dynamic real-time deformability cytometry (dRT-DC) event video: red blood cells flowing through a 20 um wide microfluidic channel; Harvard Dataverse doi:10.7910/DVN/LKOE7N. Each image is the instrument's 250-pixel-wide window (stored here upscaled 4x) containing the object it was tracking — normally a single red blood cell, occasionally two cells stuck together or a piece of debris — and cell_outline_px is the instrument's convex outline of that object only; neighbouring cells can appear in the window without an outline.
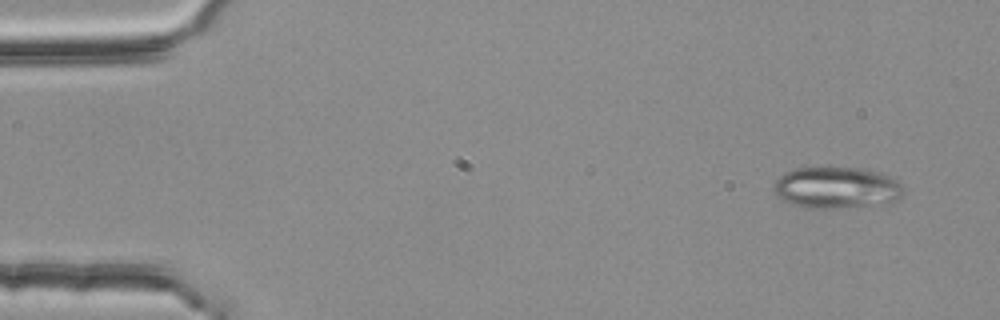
{"species": "common noctule bat (a hibernating species)", "species_latin": "Nyctalus noctula", "temperature_condition": "room temperature", "stored_images_in_passage": 51, "camera_frame_rate_fps": 3000, "um_per_image_px": 0.085, "animal": {"sex": "female", "body_mass_g": 25.1}, "frame": {"image": 1, "passage_image": 1, "time_ms": 0.0, "image_size_px": [1000, 320], "cell_outline_px": [[904, 192], [896, 200], [884, 204], [832, 208], [808, 208], [792, 204], [776, 196], [776, 180], [784, 172], [792, 168], [864, 168], [880, 172], [896, 180], [904, 188]], "centroid_in_image_um": [71.13, 15.95], "position_along_channel_um": 13.9, "area_um2": 31.21}}
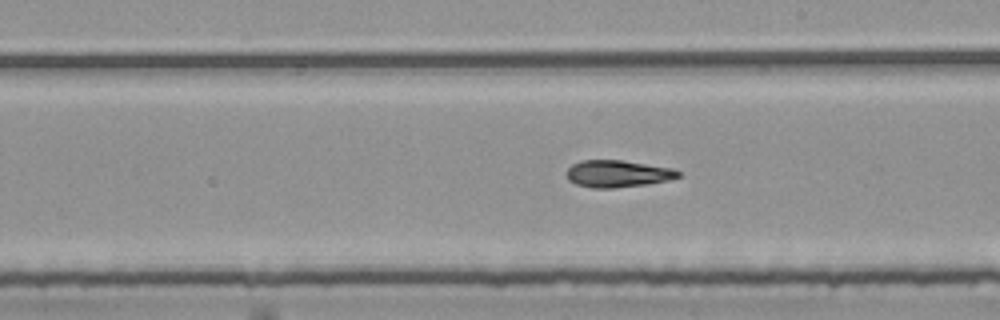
{"frame": {"image": 2, "passage_image": 28, "time_ms": 9.0, "image_size_px": [1000, 320], "cell_outline_px": [[680, 176], [668, 180], [644, 184], [612, 188], [592, 188], [576, 184], [568, 180], [564, 176], [568, 168], [572, 164], [580, 160], [620, 160], [672, 168], [680, 172]], "centroid_in_image_um": [52.43, 14.76], "position_along_channel_um": 236.6, "area_um2": 17.51}}
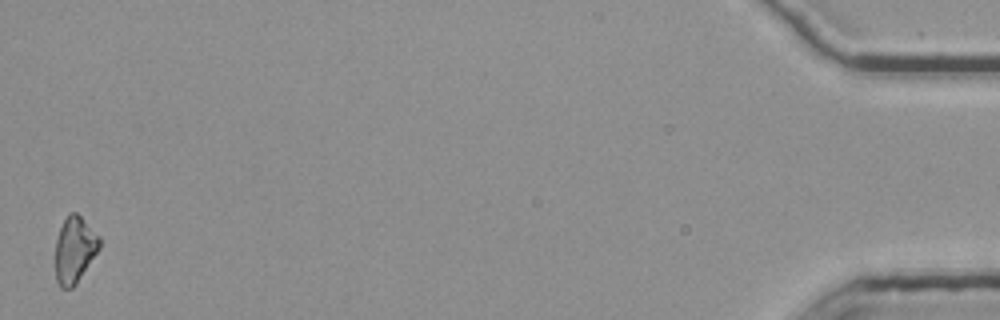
{"frame": {"image": 3, "passage_image": 51, "time_ms": 16.667, "image_size_px": [1000, 320], "cell_outline_px": [[100, 248], [76, 284], [72, 288], [60, 288], [56, 280], [56, 240], [60, 228], [68, 212], [76, 212], [100, 236]], "centroid_in_image_um": [6.34, 21.22], "position_along_channel_um": 428.9, "area_um2": 16.99}, "authors_computed_cell_mechanics": {"area_um2": 17.629, "velocity_mm_per_s": 3.7774, "shape_relaxation_time_tau1_ms": null, "shape_relaxation_time_tau2_ms": 6.8914, "deformation_change_tau1": null, "deformation_change_tau2": 0.1473}}